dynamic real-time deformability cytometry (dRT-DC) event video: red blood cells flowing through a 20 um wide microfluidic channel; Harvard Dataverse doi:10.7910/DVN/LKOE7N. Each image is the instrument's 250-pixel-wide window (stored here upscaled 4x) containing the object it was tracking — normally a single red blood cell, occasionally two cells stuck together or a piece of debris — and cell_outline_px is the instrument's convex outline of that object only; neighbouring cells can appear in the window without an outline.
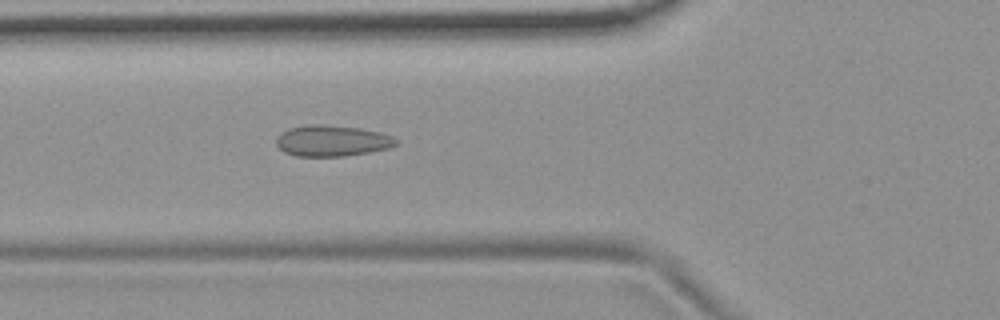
{"species": "common noctule bat (a hibernating species)", "species_latin": "Nyctalus noctula", "temperature_condition": "room temperature", "stored_images_in_passage": 5, "camera_frame_rate_fps": 3000, "um_per_image_px": 0.085, "animal": {"sex": "female", "body_mass_g": 19.9}, "frame": {"image": 1, "passage_image": 5, "time_ms": 1.333, "image_size_px": [1000, 320], "cell_outline_px": [[396, 144], [388, 148], [368, 152], [344, 156], [296, 156], [284, 152], [276, 144], [276, 136], [288, 128], [312, 124], [320, 124], [360, 128], [380, 132], [392, 136], [396, 140]], "centroid_in_image_um": [28.18, 11.96], "position_along_channel_um": 97.6, "area_um2": 21.56}}